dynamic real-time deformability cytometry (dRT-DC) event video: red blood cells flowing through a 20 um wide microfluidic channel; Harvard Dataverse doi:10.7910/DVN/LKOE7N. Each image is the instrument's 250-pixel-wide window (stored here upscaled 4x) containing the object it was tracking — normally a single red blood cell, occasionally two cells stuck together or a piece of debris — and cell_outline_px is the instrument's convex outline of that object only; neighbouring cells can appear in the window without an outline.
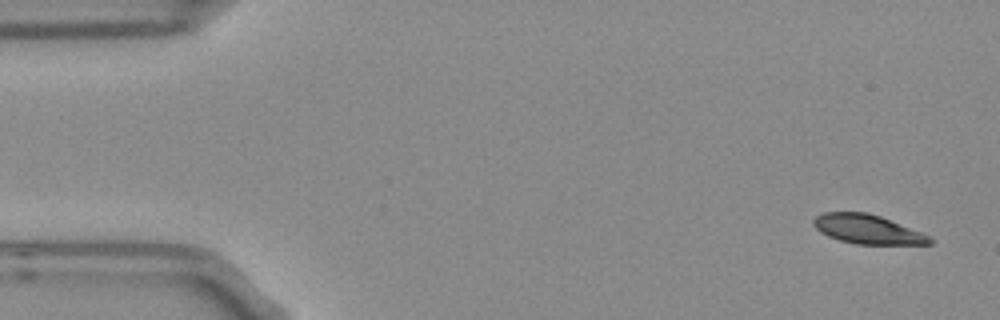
{"species": "Egyptian fruit bat (a non-hibernating species)", "species_latin": "Rousettus aegyptiacus", "temperature_condition": "room temperature", "stored_images_in_passage": 5, "camera_frame_rate_fps": 3000, "um_per_image_px": 0.085, "frame": {"image": 1, "passage_image": 1, "time_ms": 0.0, "image_size_px": [1000, 320], "cell_outline_px": [[936, 240], [932, 244], [856, 244], [840, 240], [828, 236], [820, 232], [812, 224], [812, 220], [816, 216], [824, 212], [868, 212], [880, 216], [932, 236]], "centroid_in_image_um": [73.77, 19.49], "position_along_channel_um": 11.2, "area_um2": 19.88}}
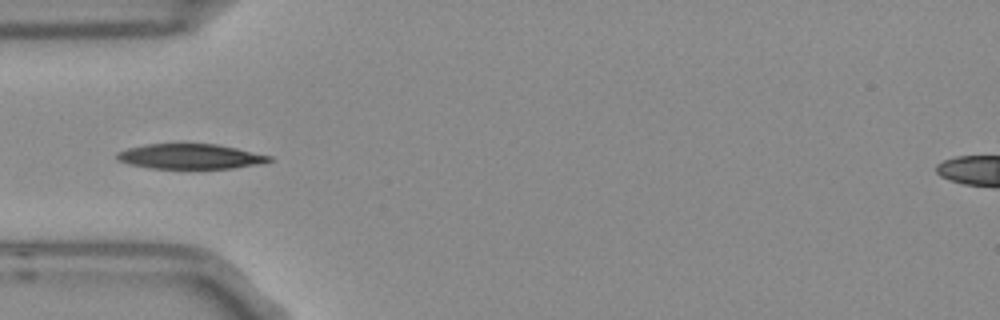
{"frame": {"image": 2, "passage_image": 5, "time_ms": 1.333, "image_size_px": [1000, 320], "cell_outline_px": [[272, 160], [256, 164], [232, 168], [152, 168], [128, 164], [116, 160], [116, 152], [128, 148], [148, 144], [216, 144], [236, 148], [272, 156]], "centroid_in_image_um": [16.12, 13.29], "position_along_channel_um": 68.9, "area_um2": 21.96}}